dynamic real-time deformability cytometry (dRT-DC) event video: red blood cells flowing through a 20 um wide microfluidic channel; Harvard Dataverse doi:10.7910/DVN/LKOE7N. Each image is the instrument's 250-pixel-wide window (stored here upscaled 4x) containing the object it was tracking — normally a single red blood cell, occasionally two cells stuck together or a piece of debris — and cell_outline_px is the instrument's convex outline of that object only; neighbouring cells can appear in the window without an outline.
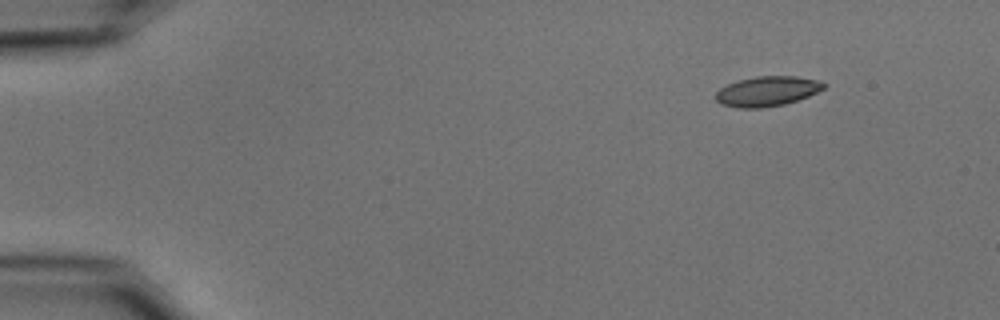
{"species": "common noctule bat (a hibernating species)", "species_latin": "Nyctalus noctula", "temperature_condition": "cold", "stored_images_in_passage": 49, "camera_frame_rate_fps": 3000, "um_per_image_px": 0.085, "animal": {"sex": "male", "body_mass_g": 15.6}, "frame": {"image": 1, "passage_image": 1, "time_ms": 0.0, "image_size_px": [1000, 320], "cell_outline_px": [[828, 84], [824, 88], [808, 96], [784, 104], [760, 108], [736, 108], [720, 104], [716, 100], [716, 92], [720, 88], [736, 80], [756, 76], [796, 76], [816, 80]], "centroid_in_image_um": [65.17, 7.75], "position_along_channel_um": 19.8, "area_um2": 18.84}}
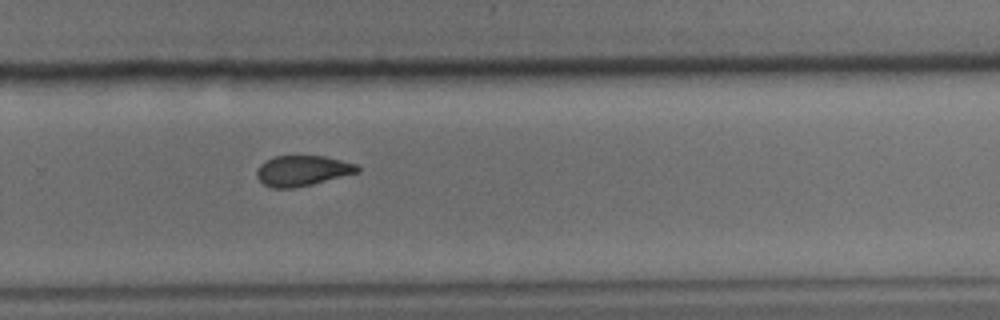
{"frame": {"image": 2, "passage_image": 32, "time_ms": 10.333, "image_size_px": [1000, 320], "cell_outline_px": [[360, 172], [312, 184], [292, 188], [272, 188], [264, 184], [256, 176], [256, 168], [260, 164], [272, 156], [324, 156], [356, 164], [360, 168]], "centroid_in_image_um": [25.68, 14.51], "position_along_channel_um": 304.1, "area_um2": 17.86}}
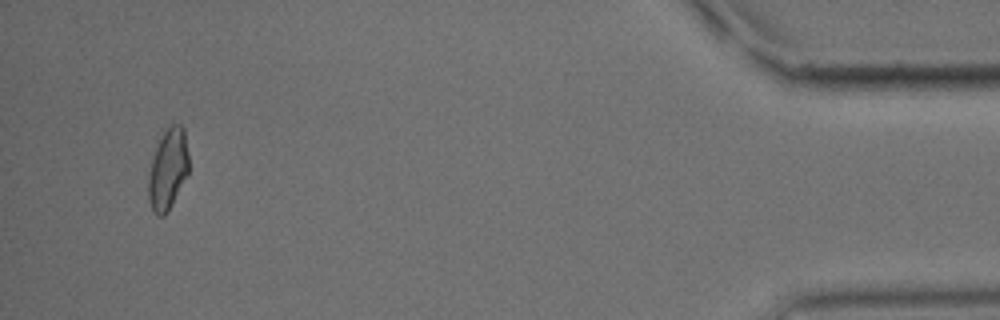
{"frame": {"image": 3, "passage_image": 47, "time_ms": 15.333, "image_size_px": [1000, 320], "cell_outline_px": [[188, 172], [168, 212], [164, 216], [156, 216], [152, 208], [148, 196], [148, 176], [152, 160], [156, 148], [164, 132], [172, 124], [180, 124], [184, 128], [188, 152]], "centroid_in_image_um": [14.28, 14.4], "position_along_channel_um": 420.9, "area_um2": 18.73}, "authors_computed_cell_mechanics": {"area_um2": 18.8428, "velocity_mm_per_s": 3.7025, "shape_relaxation_time_tau1_ms": 7.2053, "shape_relaxation_time_tau2_ms": 3.2387, "deformation_change_tau1": 0.1837, "deformation_change_tau2": 0.0914}}